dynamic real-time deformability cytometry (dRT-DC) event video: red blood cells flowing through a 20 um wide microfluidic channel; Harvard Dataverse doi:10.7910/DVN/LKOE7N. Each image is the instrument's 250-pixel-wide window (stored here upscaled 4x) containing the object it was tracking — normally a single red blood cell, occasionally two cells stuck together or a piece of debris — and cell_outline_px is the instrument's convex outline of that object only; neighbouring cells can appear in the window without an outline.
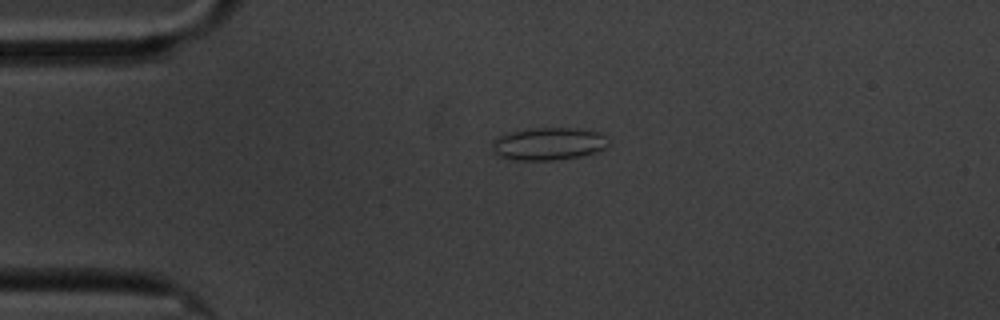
{"species": "common noctule bat (a hibernating species)", "species_latin": "Nyctalus noctula", "temperature_condition": "cold", "stored_images_in_passage": 2, "camera_frame_rate_fps": 3000, "um_per_image_px": 0.085, "animal": {"sex": "male", "body_mass_g": 20.1, "forearm_length_mm": 53.5}, "frame": {"image": 1, "passage_image": 1, "time_ms": 0.0, "image_size_px": [1000, 320], "cell_outline_px": [[608, 144], [604, 148], [596, 152], [580, 156], [552, 160], [508, 160], [492, 152], [492, 144], [496, 136], [508, 132], [528, 128], [576, 128], [596, 132], [604, 136]], "centroid_in_image_um": [46.53, 12.22], "position_along_channel_um": 38.5, "area_um2": 22.14}}